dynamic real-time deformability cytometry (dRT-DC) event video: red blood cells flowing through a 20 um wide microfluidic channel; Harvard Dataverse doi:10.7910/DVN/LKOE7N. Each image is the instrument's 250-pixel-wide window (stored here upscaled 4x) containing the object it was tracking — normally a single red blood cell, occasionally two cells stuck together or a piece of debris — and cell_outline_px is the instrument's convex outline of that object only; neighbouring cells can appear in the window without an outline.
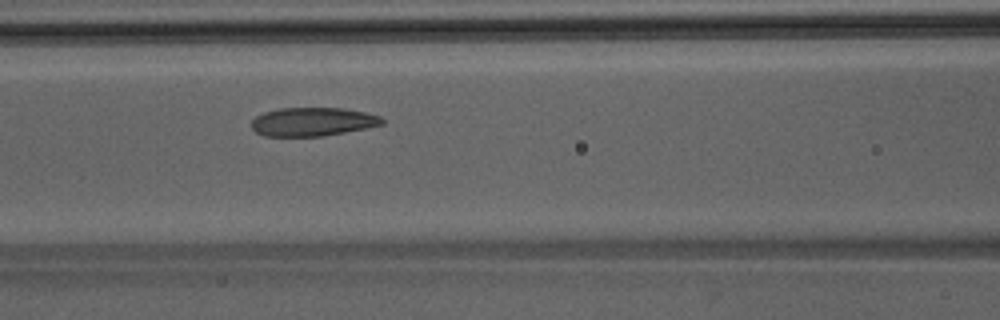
{"species": "Egyptian fruit bat (a non-hibernating species)", "species_latin": "Rousettus aegyptiacus", "temperature_condition": "room temperature", "stored_images_in_passage": 43, "camera_frame_rate_fps": 3000, "um_per_image_px": 0.085, "animal": {"sex": "male"}, "frame": {"image": 1, "passage_image": 14, "time_ms": 4.333, "image_size_px": [1000, 320], "cell_outline_px": [[384, 124], [324, 136], [264, 136], [256, 132], [252, 128], [252, 120], [256, 116], [264, 112], [280, 108], [344, 108], [364, 112], [380, 116], [384, 120]], "centroid_in_image_um": [26.56, 10.35], "position_along_channel_um": 140.0, "area_um2": 21.68}}
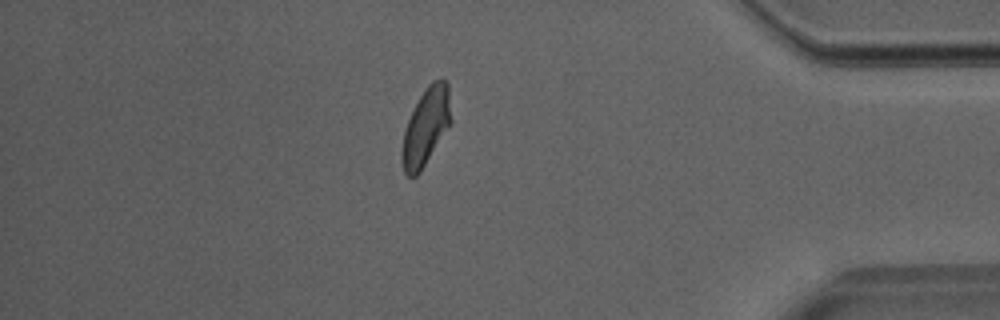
{"frame": {"image": 2, "passage_image": 35, "time_ms": 11.333, "image_size_px": [1000, 320], "cell_outline_px": [[452, 120], [420, 172], [416, 176], [408, 176], [404, 172], [400, 160], [400, 152], [404, 128], [420, 96], [428, 84], [432, 80], [448, 80]], "centroid_in_image_um": [36.18, 10.77], "position_along_channel_um": 399.0, "area_um2": 22.08}}
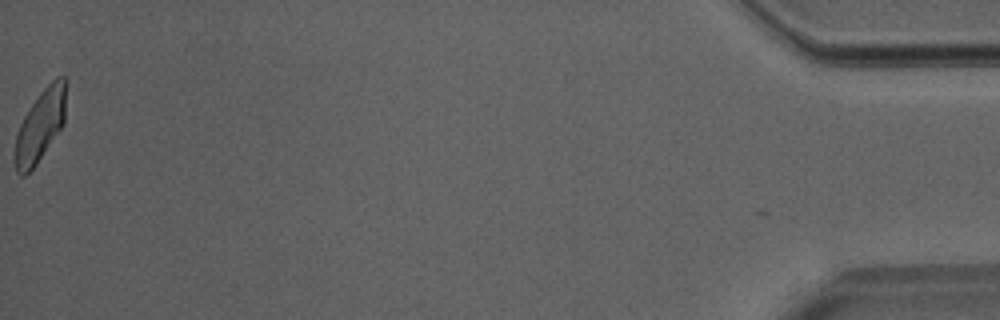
{"frame": {"image": 3, "passage_image": 42, "time_ms": 13.667, "image_size_px": [1000, 320], "cell_outline_px": [[68, 80], [64, 124], [36, 164], [24, 176], [20, 176], [16, 172], [12, 160], [12, 156], [16, 136], [20, 124], [24, 116], [40, 92], [56, 76], [64, 76]], "centroid_in_image_um": [3.43, 10.66], "position_along_channel_um": 431.8, "area_um2": 21.91}}